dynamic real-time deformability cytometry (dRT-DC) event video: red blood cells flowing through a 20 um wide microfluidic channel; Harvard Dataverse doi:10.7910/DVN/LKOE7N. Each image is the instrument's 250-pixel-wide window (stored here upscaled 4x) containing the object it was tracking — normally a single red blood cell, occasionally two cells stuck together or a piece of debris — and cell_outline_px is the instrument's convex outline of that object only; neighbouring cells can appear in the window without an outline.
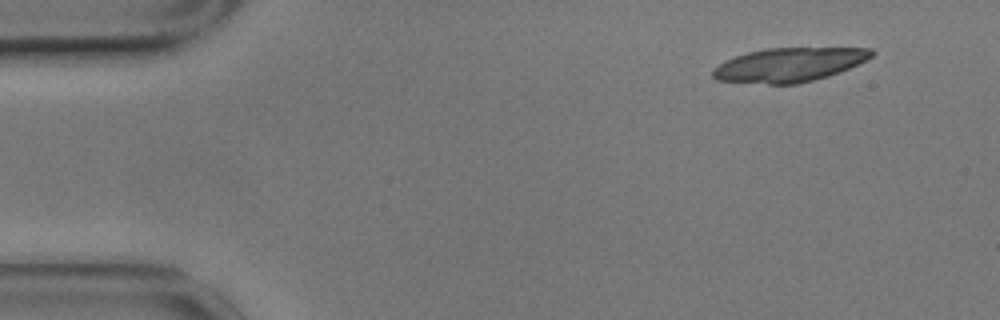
{"species": "common noctule bat (a hibernating species)", "species_latin": "Nyctalus noctula", "temperature_condition": "cold", "stored_images_in_passage": 14, "camera_frame_rate_fps": 3000, "um_per_image_px": 0.085, "animal": {"sex": "male", "body_mass_g": 17.9}, "frame": {"image": 1, "passage_image": 1, "time_ms": 0.0, "image_size_px": [1000, 320], "cell_outline_px": [[876, 52], [872, 56], [840, 72], [828, 76], [796, 84], [768, 84], [716, 80], [712, 76], [712, 72], [720, 64], [736, 56], [748, 52], [768, 48], [872, 48]], "centroid_in_image_um": [67.09, 5.5], "position_along_channel_um": 17.9, "area_um2": 31.04}}